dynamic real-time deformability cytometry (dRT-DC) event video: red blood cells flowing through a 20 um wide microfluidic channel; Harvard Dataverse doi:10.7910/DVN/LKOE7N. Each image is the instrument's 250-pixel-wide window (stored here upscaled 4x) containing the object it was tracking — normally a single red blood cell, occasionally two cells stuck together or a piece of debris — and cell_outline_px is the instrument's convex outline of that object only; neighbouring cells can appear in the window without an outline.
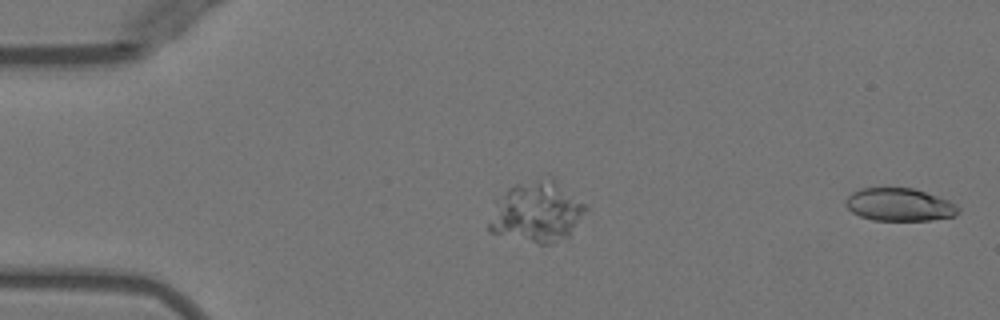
{"species": "Egyptian fruit bat (a non-hibernating species)", "species_latin": "Rousettus aegyptiacus", "temperature_condition": "warm", "stored_images_in_passage": 51, "camera_frame_rate_fps": 3000, "um_per_image_px": 0.085, "animal": {"sex": "female"}, "frame": {"image": 1, "passage_image": 1, "time_ms": 0.0, "image_size_px": [1000, 320], "cell_outline_px": [[960, 212], [956, 216], [932, 220], [872, 220], [860, 216], [852, 212], [844, 204], [844, 200], [852, 192], [860, 188], [912, 188], [948, 200], [956, 204], [960, 208]], "centroid_in_image_um": [76.44, 17.4], "position_along_channel_um": 8.6, "area_um2": 21.62}}
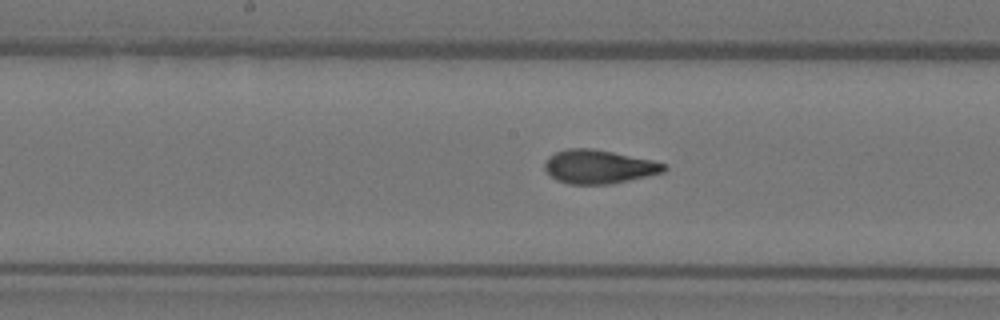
{"frame": {"image": 2, "passage_image": 26, "time_ms": 8.333, "image_size_px": [1000, 320], "cell_outline_px": [[668, 168], [664, 172], [628, 180], [608, 184], [568, 184], [556, 180], [544, 168], [544, 164], [548, 156], [556, 152], [568, 148], [592, 148], [652, 160], [664, 164]], "centroid_in_image_um": [50.87, 14.17], "position_along_channel_um": 197.3, "area_um2": 23.24}}
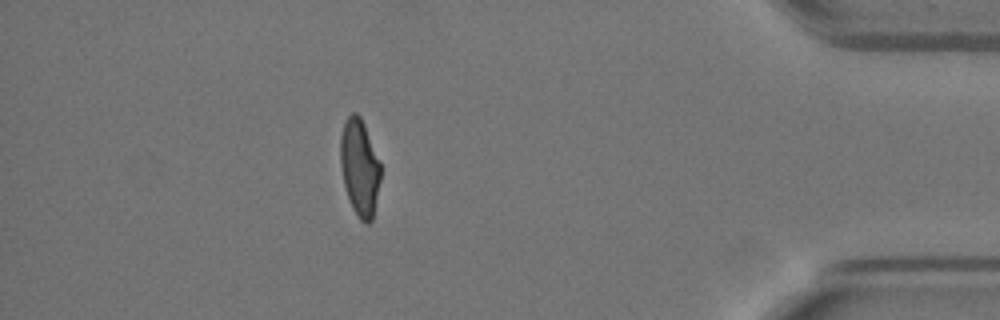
{"frame": {"image": 3, "passage_image": 45, "time_ms": 14.667, "image_size_px": [1000, 320], "cell_outline_px": [[380, 180], [372, 220], [368, 224], [364, 224], [360, 220], [352, 208], [344, 184], [340, 164], [340, 136], [344, 120], [352, 112], [356, 112], [360, 116], [364, 124], [380, 164]], "centroid_in_image_um": [30.55, 14.23], "position_along_channel_um": 404.7, "area_um2": 22.54}, "authors_computed_cell_mechanics": {"area_um2": 23.2356, "velocity_mm_per_s": 3.9889, "shape_relaxation_time_tau1_ms": 6.0486, "shape_relaxation_time_tau2_ms": 0.9618, "deformation_change_tau1": 0.2265, "deformation_change_tau2": 0.0734}}